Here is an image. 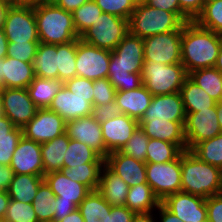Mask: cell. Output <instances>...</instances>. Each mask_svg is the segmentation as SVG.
<instances>
[{"label":"cell","instance_id":"6da1fadb","mask_svg":"<svg viewBox=\"0 0 222 222\" xmlns=\"http://www.w3.org/2000/svg\"><path fill=\"white\" fill-rule=\"evenodd\" d=\"M143 39L128 32L111 51L108 80L116 91H129L143 85Z\"/></svg>","mask_w":222,"mask_h":222},{"label":"cell","instance_id":"7a4b0ae2","mask_svg":"<svg viewBox=\"0 0 222 222\" xmlns=\"http://www.w3.org/2000/svg\"><path fill=\"white\" fill-rule=\"evenodd\" d=\"M222 36L200 27L195 21L184 24L181 37V64L188 74L192 71L214 67Z\"/></svg>","mask_w":222,"mask_h":222},{"label":"cell","instance_id":"3957f363","mask_svg":"<svg viewBox=\"0 0 222 222\" xmlns=\"http://www.w3.org/2000/svg\"><path fill=\"white\" fill-rule=\"evenodd\" d=\"M39 41L47 44H64L80 38L71 12L54 3L33 2Z\"/></svg>","mask_w":222,"mask_h":222},{"label":"cell","instance_id":"277c9868","mask_svg":"<svg viewBox=\"0 0 222 222\" xmlns=\"http://www.w3.org/2000/svg\"><path fill=\"white\" fill-rule=\"evenodd\" d=\"M220 169L201 161L190 150L181 153V192L204 198L219 194Z\"/></svg>","mask_w":222,"mask_h":222},{"label":"cell","instance_id":"5b68a950","mask_svg":"<svg viewBox=\"0 0 222 222\" xmlns=\"http://www.w3.org/2000/svg\"><path fill=\"white\" fill-rule=\"evenodd\" d=\"M184 22L172 12L138 2L128 20L129 32L142 39L170 31H182Z\"/></svg>","mask_w":222,"mask_h":222},{"label":"cell","instance_id":"8992f818","mask_svg":"<svg viewBox=\"0 0 222 222\" xmlns=\"http://www.w3.org/2000/svg\"><path fill=\"white\" fill-rule=\"evenodd\" d=\"M141 74L143 85L153 96L180 92L189 77L182 64H157L152 60H144Z\"/></svg>","mask_w":222,"mask_h":222},{"label":"cell","instance_id":"52a82bcc","mask_svg":"<svg viewBox=\"0 0 222 222\" xmlns=\"http://www.w3.org/2000/svg\"><path fill=\"white\" fill-rule=\"evenodd\" d=\"M128 32L127 19L102 13L80 39L100 49L113 51Z\"/></svg>","mask_w":222,"mask_h":222},{"label":"cell","instance_id":"ba28073f","mask_svg":"<svg viewBox=\"0 0 222 222\" xmlns=\"http://www.w3.org/2000/svg\"><path fill=\"white\" fill-rule=\"evenodd\" d=\"M3 31L8 42L40 43L33 3L10 6Z\"/></svg>","mask_w":222,"mask_h":222},{"label":"cell","instance_id":"9c48e42d","mask_svg":"<svg viewBox=\"0 0 222 222\" xmlns=\"http://www.w3.org/2000/svg\"><path fill=\"white\" fill-rule=\"evenodd\" d=\"M146 179L160 202L181 192V154L170 162L146 163Z\"/></svg>","mask_w":222,"mask_h":222},{"label":"cell","instance_id":"30bf717a","mask_svg":"<svg viewBox=\"0 0 222 222\" xmlns=\"http://www.w3.org/2000/svg\"><path fill=\"white\" fill-rule=\"evenodd\" d=\"M111 51L100 49L77 39L76 76L97 80L108 76Z\"/></svg>","mask_w":222,"mask_h":222},{"label":"cell","instance_id":"8fae6325","mask_svg":"<svg viewBox=\"0 0 222 222\" xmlns=\"http://www.w3.org/2000/svg\"><path fill=\"white\" fill-rule=\"evenodd\" d=\"M182 31H170L143 39L144 60H152L157 64H181Z\"/></svg>","mask_w":222,"mask_h":222},{"label":"cell","instance_id":"7c38bea8","mask_svg":"<svg viewBox=\"0 0 222 222\" xmlns=\"http://www.w3.org/2000/svg\"><path fill=\"white\" fill-rule=\"evenodd\" d=\"M217 117L216 105L186 114L184 134L187 150L191 151L198 143L222 133Z\"/></svg>","mask_w":222,"mask_h":222},{"label":"cell","instance_id":"4fadbf2b","mask_svg":"<svg viewBox=\"0 0 222 222\" xmlns=\"http://www.w3.org/2000/svg\"><path fill=\"white\" fill-rule=\"evenodd\" d=\"M0 99L4 116L16 127L23 128L38 110L27 88H1Z\"/></svg>","mask_w":222,"mask_h":222},{"label":"cell","instance_id":"5bb4252c","mask_svg":"<svg viewBox=\"0 0 222 222\" xmlns=\"http://www.w3.org/2000/svg\"><path fill=\"white\" fill-rule=\"evenodd\" d=\"M66 121L54 111L38 109L35 116L22 128L23 136L43 144L65 133Z\"/></svg>","mask_w":222,"mask_h":222},{"label":"cell","instance_id":"9a60e30c","mask_svg":"<svg viewBox=\"0 0 222 222\" xmlns=\"http://www.w3.org/2000/svg\"><path fill=\"white\" fill-rule=\"evenodd\" d=\"M206 198L185 192L168 195L161 203L183 222H207Z\"/></svg>","mask_w":222,"mask_h":222},{"label":"cell","instance_id":"2e32d148","mask_svg":"<svg viewBox=\"0 0 222 222\" xmlns=\"http://www.w3.org/2000/svg\"><path fill=\"white\" fill-rule=\"evenodd\" d=\"M65 133L70 139L86 144L96 151L103 159H106L108 152L102 137L101 124L94 117L87 116L66 121Z\"/></svg>","mask_w":222,"mask_h":222},{"label":"cell","instance_id":"e0dca14e","mask_svg":"<svg viewBox=\"0 0 222 222\" xmlns=\"http://www.w3.org/2000/svg\"><path fill=\"white\" fill-rule=\"evenodd\" d=\"M9 166L14 174L44 176L41 144L22 136Z\"/></svg>","mask_w":222,"mask_h":222},{"label":"cell","instance_id":"ac0fdd59","mask_svg":"<svg viewBox=\"0 0 222 222\" xmlns=\"http://www.w3.org/2000/svg\"><path fill=\"white\" fill-rule=\"evenodd\" d=\"M139 126V121L125 114L101 123L102 137L108 153L120 151Z\"/></svg>","mask_w":222,"mask_h":222},{"label":"cell","instance_id":"d6986e66","mask_svg":"<svg viewBox=\"0 0 222 222\" xmlns=\"http://www.w3.org/2000/svg\"><path fill=\"white\" fill-rule=\"evenodd\" d=\"M185 121L186 113L180 92L154 95L141 120Z\"/></svg>","mask_w":222,"mask_h":222},{"label":"cell","instance_id":"ffe728a7","mask_svg":"<svg viewBox=\"0 0 222 222\" xmlns=\"http://www.w3.org/2000/svg\"><path fill=\"white\" fill-rule=\"evenodd\" d=\"M48 109L57 113L65 121H70L91 116L93 106L88 102V97H80L63 85Z\"/></svg>","mask_w":222,"mask_h":222},{"label":"cell","instance_id":"44dd1931","mask_svg":"<svg viewBox=\"0 0 222 222\" xmlns=\"http://www.w3.org/2000/svg\"><path fill=\"white\" fill-rule=\"evenodd\" d=\"M105 164L129 187L147 183L145 162L136 160L120 151H114L108 154Z\"/></svg>","mask_w":222,"mask_h":222},{"label":"cell","instance_id":"7402d4cb","mask_svg":"<svg viewBox=\"0 0 222 222\" xmlns=\"http://www.w3.org/2000/svg\"><path fill=\"white\" fill-rule=\"evenodd\" d=\"M185 121L140 120L139 126L152 139L163 140L176 144L182 151L187 150L184 134Z\"/></svg>","mask_w":222,"mask_h":222},{"label":"cell","instance_id":"603a6c76","mask_svg":"<svg viewBox=\"0 0 222 222\" xmlns=\"http://www.w3.org/2000/svg\"><path fill=\"white\" fill-rule=\"evenodd\" d=\"M33 64L10 57L0 58L1 88H27L34 80Z\"/></svg>","mask_w":222,"mask_h":222},{"label":"cell","instance_id":"cb8c5ba5","mask_svg":"<svg viewBox=\"0 0 222 222\" xmlns=\"http://www.w3.org/2000/svg\"><path fill=\"white\" fill-rule=\"evenodd\" d=\"M44 181L60 201L73 202L77 207L90 193L83 184L72 181L62 171H54L44 175Z\"/></svg>","mask_w":222,"mask_h":222},{"label":"cell","instance_id":"d4e9b609","mask_svg":"<svg viewBox=\"0 0 222 222\" xmlns=\"http://www.w3.org/2000/svg\"><path fill=\"white\" fill-rule=\"evenodd\" d=\"M153 95L144 86L129 91H116L115 102L122 114L140 121L150 106Z\"/></svg>","mask_w":222,"mask_h":222},{"label":"cell","instance_id":"484cf974","mask_svg":"<svg viewBox=\"0 0 222 222\" xmlns=\"http://www.w3.org/2000/svg\"><path fill=\"white\" fill-rule=\"evenodd\" d=\"M98 192L110 206L125 205L129 191L127 183L106 164L101 168Z\"/></svg>","mask_w":222,"mask_h":222},{"label":"cell","instance_id":"4316f807","mask_svg":"<svg viewBox=\"0 0 222 222\" xmlns=\"http://www.w3.org/2000/svg\"><path fill=\"white\" fill-rule=\"evenodd\" d=\"M69 139L68 135L64 133L53 140L41 144L44 175L63 169V158L69 146Z\"/></svg>","mask_w":222,"mask_h":222},{"label":"cell","instance_id":"83f0119b","mask_svg":"<svg viewBox=\"0 0 222 222\" xmlns=\"http://www.w3.org/2000/svg\"><path fill=\"white\" fill-rule=\"evenodd\" d=\"M32 64L35 76L58 79L57 45L40 42Z\"/></svg>","mask_w":222,"mask_h":222},{"label":"cell","instance_id":"f1b7e54d","mask_svg":"<svg viewBox=\"0 0 222 222\" xmlns=\"http://www.w3.org/2000/svg\"><path fill=\"white\" fill-rule=\"evenodd\" d=\"M43 182L44 176L14 174L7 192L11 200L32 204Z\"/></svg>","mask_w":222,"mask_h":222},{"label":"cell","instance_id":"f546056e","mask_svg":"<svg viewBox=\"0 0 222 222\" xmlns=\"http://www.w3.org/2000/svg\"><path fill=\"white\" fill-rule=\"evenodd\" d=\"M160 203L151 186L143 183L129 187L125 206L135 213H147L156 211Z\"/></svg>","mask_w":222,"mask_h":222},{"label":"cell","instance_id":"4dcf8cb0","mask_svg":"<svg viewBox=\"0 0 222 222\" xmlns=\"http://www.w3.org/2000/svg\"><path fill=\"white\" fill-rule=\"evenodd\" d=\"M111 207L96 191H90L77 207L84 222H111Z\"/></svg>","mask_w":222,"mask_h":222},{"label":"cell","instance_id":"1f68e13d","mask_svg":"<svg viewBox=\"0 0 222 222\" xmlns=\"http://www.w3.org/2000/svg\"><path fill=\"white\" fill-rule=\"evenodd\" d=\"M64 83L58 79H47L35 76L27 87L30 98L38 109L48 108L55 95Z\"/></svg>","mask_w":222,"mask_h":222},{"label":"cell","instance_id":"d6a6232c","mask_svg":"<svg viewBox=\"0 0 222 222\" xmlns=\"http://www.w3.org/2000/svg\"><path fill=\"white\" fill-rule=\"evenodd\" d=\"M186 114L214 107L216 101L189 77L180 90Z\"/></svg>","mask_w":222,"mask_h":222},{"label":"cell","instance_id":"836d02e7","mask_svg":"<svg viewBox=\"0 0 222 222\" xmlns=\"http://www.w3.org/2000/svg\"><path fill=\"white\" fill-rule=\"evenodd\" d=\"M22 136V128L16 127L7 117H0V164L10 165L13 152Z\"/></svg>","mask_w":222,"mask_h":222},{"label":"cell","instance_id":"e575fe53","mask_svg":"<svg viewBox=\"0 0 222 222\" xmlns=\"http://www.w3.org/2000/svg\"><path fill=\"white\" fill-rule=\"evenodd\" d=\"M63 169L82 166L83 163H105L96 151L80 141L69 139V146L64 154Z\"/></svg>","mask_w":222,"mask_h":222},{"label":"cell","instance_id":"d590c367","mask_svg":"<svg viewBox=\"0 0 222 222\" xmlns=\"http://www.w3.org/2000/svg\"><path fill=\"white\" fill-rule=\"evenodd\" d=\"M189 78L216 102H219L222 91V74L215 68H203L189 73Z\"/></svg>","mask_w":222,"mask_h":222},{"label":"cell","instance_id":"8d00e7d4","mask_svg":"<svg viewBox=\"0 0 222 222\" xmlns=\"http://www.w3.org/2000/svg\"><path fill=\"white\" fill-rule=\"evenodd\" d=\"M105 163H83L82 166L61 169L64 175L72 181L85 185L90 191H96L99 186L101 168Z\"/></svg>","mask_w":222,"mask_h":222},{"label":"cell","instance_id":"74e56055","mask_svg":"<svg viewBox=\"0 0 222 222\" xmlns=\"http://www.w3.org/2000/svg\"><path fill=\"white\" fill-rule=\"evenodd\" d=\"M56 196L44 181L33 199L32 206L38 222H53L55 213Z\"/></svg>","mask_w":222,"mask_h":222},{"label":"cell","instance_id":"f35d334b","mask_svg":"<svg viewBox=\"0 0 222 222\" xmlns=\"http://www.w3.org/2000/svg\"><path fill=\"white\" fill-rule=\"evenodd\" d=\"M77 39L72 42L57 44L58 80L65 83L76 77Z\"/></svg>","mask_w":222,"mask_h":222},{"label":"cell","instance_id":"ab89813d","mask_svg":"<svg viewBox=\"0 0 222 222\" xmlns=\"http://www.w3.org/2000/svg\"><path fill=\"white\" fill-rule=\"evenodd\" d=\"M183 151L171 142L149 139L146 163H164L175 160Z\"/></svg>","mask_w":222,"mask_h":222},{"label":"cell","instance_id":"60d3db41","mask_svg":"<svg viewBox=\"0 0 222 222\" xmlns=\"http://www.w3.org/2000/svg\"><path fill=\"white\" fill-rule=\"evenodd\" d=\"M191 152L201 161L220 169L222 167V133L198 143Z\"/></svg>","mask_w":222,"mask_h":222},{"label":"cell","instance_id":"b9f144b4","mask_svg":"<svg viewBox=\"0 0 222 222\" xmlns=\"http://www.w3.org/2000/svg\"><path fill=\"white\" fill-rule=\"evenodd\" d=\"M102 13V10L98 7L95 0H88L85 4L77 8L72 13L73 23L77 34L81 36L85 31L92 27Z\"/></svg>","mask_w":222,"mask_h":222},{"label":"cell","instance_id":"7bdbcfd3","mask_svg":"<svg viewBox=\"0 0 222 222\" xmlns=\"http://www.w3.org/2000/svg\"><path fill=\"white\" fill-rule=\"evenodd\" d=\"M195 22L200 27L222 36V0L206 3L201 14L195 19Z\"/></svg>","mask_w":222,"mask_h":222},{"label":"cell","instance_id":"ee69618b","mask_svg":"<svg viewBox=\"0 0 222 222\" xmlns=\"http://www.w3.org/2000/svg\"><path fill=\"white\" fill-rule=\"evenodd\" d=\"M149 139L150 138L145 134L143 129L138 126L128 142L121 148L120 152L146 163Z\"/></svg>","mask_w":222,"mask_h":222},{"label":"cell","instance_id":"f6af8a7d","mask_svg":"<svg viewBox=\"0 0 222 222\" xmlns=\"http://www.w3.org/2000/svg\"><path fill=\"white\" fill-rule=\"evenodd\" d=\"M4 218L11 222H38L32 204L11 199Z\"/></svg>","mask_w":222,"mask_h":222},{"label":"cell","instance_id":"bcb514c9","mask_svg":"<svg viewBox=\"0 0 222 222\" xmlns=\"http://www.w3.org/2000/svg\"><path fill=\"white\" fill-rule=\"evenodd\" d=\"M103 13H109L129 20L132 12L135 10L136 0H95Z\"/></svg>","mask_w":222,"mask_h":222},{"label":"cell","instance_id":"7dc6e473","mask_svg":"<svg viewBox=\"0 0 222 222\" xmlns=\"http://www.w3.org/2000/svg\"><path fill=\"white\" fill-rule=\"evenodd\" d=\"M116 89L108 78L93 80V105H106L115 101Z\"/></svg>","mask_w":222,"mask_h":222},{"label":"cell","instance_id":"c3c4849f","mask_svg":"<svg viewBox=\"0 0 222 222\" xmlns=\"http://www.w3.org/2000/svg\"><path fill=\"white\" fill-rule=\"evenodd\" d=\"M39 43L8 42L7 57L15 60L33 63Z\"/></svg>","mask_w":222,"mask_h":222},{"label":"cell","instance_id":"681fc988","mask_svg":"<svg viewBox=\"0 0 222 222\" xmlns=\"http://www.w3.org/2000/svg\"><path fill=\"white\" fill-rule=\"evenodd\" d=\"M64 85L72 93L80 97H88V102L93 106V80L76 76L67 80Z\"/></svg>","mask_w":222,"mask_h":222},{"label":"cell","instance_id":"f907efd6","mask_svg":"<svg viewBox=\"0 0 222 222\" xmlns=\"http://www.w3.org/2000/svg\"><path fill=\"white\" fill-rule=\"evenodd\" d=\"M121 114L122 112L115 101L107 103L106 105H93L92 109V116L100 124Z\"/></svg>","mask_w":222,"mask_h":222},{"label":"cell","instance_id":"816d5d0a","mask_svg":"<svg viewBox=\"0 0 222 222\" xmlns=\"http://www.w3.org/2000/svg\"><path fill=\"white\" fill-rule=\"evenodd\" d=\"M207 222H222V194L206 198Z\"/></svg>","mask_w":222,"mask_h":222},{"label":"cell","instance_id":"f5cc1de1","mask_svg":"<svg viewBox=\"0 0 222 222\" xmlns=\"http://www.w3.org/2000/svg\"><path fill=\"white\" fill-rule=\"evenodd\" d=\"M144 2L153 8L175 13L184 23L190 22L181 12L178 0H144Z\"/></svg>","mask_w":222,"mask_h":222},{"label":"cell","instance_id":"db71d44e","mask_svg":"<svg viewBox=\"0 0 222 222\" xmlns=\"http://www.w3.org/2000/svg\"><path fill=\"white\" fill-rule=\"evenodd\" d=\"M181 12L190 20L195 19L201 14L204 8L203 0H178Z\"/></svg>","mask_w":222,"mask_h":222},{"label":"cell","instance_id":"11a10c76","mask_svg":"<svg viewBox=\"0 0 222 222\" xmlns=\"http://www.w3.org/2000/svg\"><path fill=\"white\" fill-rule=\"evenodd\" d=\"M134 215L125 205L111 207V222H132Z\"/></svg>","mask_w":222,"mask_h":222},{"label":"cell","instance_id":"9f6ffc18","mask_svg":"<svg viewBox=\"0 0 222 222\" xmlns=\"http://www.w3.org/2000/svg\"><path fill=\"white\" fill-rule=\"evenodd\" d=\"M77 209L73 202L60 201V197H56L54 221H60L71 212Z\"/></svg>","mask_w":222,"mask_h":222},{"label":"cell","instance_id":"6f0895ef","mask_svg":"<svg viewBox=\"0 0 222 222\" xmlns=\"http://www.w3.org/2000/svg\"><path fill=\"white\" fill-rule=\"evenodd\" d=\"M14 172L9 165L0 164V191H8Z\"/></svg>","mask_w":222,"mask_h":222},{"label":"cell","instance_id":"680465c9","mask_svg":"<svg viewBox=\"0 0 222 222\" xmlns=\"http://www.w3.org/2000/svg\"><path fill=\"white\" fill-rule=\"evenodd\" d=\"M88 0H57L54 4L64 10L73 13Z\"/></svg>","mask_w":222,"mask_h":222},{"label":"cell","instance_id":"91938a15","mask_svg":"<svg viewBox=\"0 0 222 222\" xmlns=\"http://www.w3.org/2000/svg\"><path fill=\"white\" fill-rule=\"evenodd\" d=\"M159 213V222H183L178 217L175 216L172 212H170L162 203L157 207Z\"/></svg>","mask_w":222,"mask_h":222},{"label":"cell","instance_id":"94428289","mask_svg":"<svg viewBox=\"0 0 222 222\" xmlns=\"http://www.w3.org/2000/svg\"><path fill=\"white\" fill-rule=\"evenodd\" d=\"M156 214H153V212H147V213H135L132 222H156L155 216Z\"/></svg>","mask_w":222,"mask_h":222},{"label":"cell","instance_id":"6125c7cd","mask_svg":"<svg viewBox=\"0 0 222 222\" xmlns=\"http://www.w3.org/2000/svg\"><path fill=\"white\" fill-rule=\"evenodd\" d=\"M10 197L7 191H0V218H4Z\"/></svg>","mask_w":222,"mask_h":222},{"label":"cell","instance_id":"be15d7a7","mask_svg":"<svg viewBox=\"0 0 222 222\" xmlns=\"http://www.w3.org/2000/svg\"><path fill=\"white\" fill-rule=\"evenodd\" d=\"M53 222H84V219L81 216V213H80V211L77 208L76 210L71 212L69 215L64 217L62 220H60V221H53Z\"/></svg>","mask_w":222,"mask_h":222},{"label":"cell","instance_id":"e7e4bbea","mask_svg":"<svg viewBox=\"0 0 222 222\" xmlns=\"http://www.w3.org/2000/svg\"><path fill=\"white\" fill-rule=\"evenodd\" d=\"M8 40L5 36L3 29H0V58L3 59L7 56Z\"/></svg>","mask_w":222,"mask_h":222},{"label":"cell","instance_id":"03108f58","mask_svg":"<svg viewBox=\"0 0 222 222\" xmlns=\"http://www.w3.org/2000/svg\"><path fill=\"white\" fill-rule=\"evenodd\" d=\"M11 5L6 2L0 0V29H3V25L6 20V15Z\"/></svg>","mask_w":222,"mask_h":222},{"label":"cell","instance_id":"003e7915","mask_svg":"<svg viewBox=\"0 0 222 222\" xmlns=\"http://www.w3.org/2000/svg\"><path fill=\"white\" fill-rule=\"evenodd\" d=\"M214 67L222 74V45L219 50V54Z\"/></svg>","mask_w":222,"mask_h":222},{"label":"cell","instance_id":"a7ac6f4b","mask_svg":"<svg viewBox=\"0 0 222 222\" xmlns=\"http://www.w3.org/2000/svg\"><path fill=\"white\" fill-rule=\"evenodd\" d=\"M216 111H217V118L218 122L221 127V132H222V103L221 102H216Z\"/></svg>","mask_w":222,"mask_h":222},{"label":"cell","instance_id":"89a4df30","mask_svg":"<svg viewBox=\"0 0 222 222\" xmlns=\"http://www.w3.org/2000/svg\"><path fill=\"white\" fill-rule=\"evenodd\" d=\"M6 2L7 4L14 6V5H24L26 3H29L27 0H2Z\"/></svg>","mask_w":222,"mask_h":222},{"label":"cell","instance_id":"2644e50d","mask_svg":"<svg viewBox=\"0 0 222 222\" xmlns=\"http://www.w3.org/2000/svg\"><path fill=\"white\" fill-rule=\"evenodd\" d=\"M219 193L222 194V167L220 168V185H219Z\"/></svg>","mask_w":222,"mask_h":222},{"label":"cell","instance_id":"8c879c8a","mask_svg":"<svg viewBox=\"0 0 222 222\" xmlns=\"http://www.w3.org/2000/svg\"><path fill=\"white\" fill-rule=\"evenodd\" d=\"M4 116L3 108H2V102L0 99V117Z\"/></svg>","mask_w":222,"mask_h":222},{"label":"cell","instance_id":"753ad0ef","mask_svg":"<svg viewBox=\"0 0 222 222\" xmlns=\"http://www.w3.org/2000/svg\"><path fill=\"white\" fill-rule=\"evenodd\" d=\"M57 0H42L43 3H55Z\"/></svg>","mask_w":222,"mask_h":222},{"label":"cell","instance_id":"34e18365","mask_svg":"<svg viewBox=\"0 0 222 222\" xmlns=\"http://www.w3.org/2000/svg\"><path fill=\"white\" fill-rule=\"evenodd\" d=\"M29 3H33V2H42V0H27Z\"/></svg>","mask_w":222,"mask_h":222},{"label":"cell","instance_id":"11e5206c","mask_svg":"<svg viewBox=\"0 0 222 222\" xmlns=\"http://www.w3.org/2000/svg\"><path fill=\"white\" fill-rule=\"evenodd\" d=\"M0 222H11V221L6 220L5 218H0Z\"/></svg>","mask_w":222,"mask_h":222},{"label":"cell","instance_id":"2a66077c","mask_svg":"<svg viewBox=\"0 0 222 222\" xmlns=\"http://www.w3.org/2000/svg\"><path fill=\"white\" fill-rule=\"evenodd\" d=\"M204 4L208 3V2H212V1H216V0H203Z\"/></svg>","mask_w":222,"mask_h":222},{"label":"cell","instance_id":"b9fcfbb0","mask_svg":"<svg viewBox=\"0 0 222 222\" xmlns=\"http://www.w3.org/2000/svg\"><path fill=\"white\" fill-rule=\"evenodd\" d=\"M219 102H221V103H222V91H221V95H220Z\"/></svg>","mask_w":222,"mask_h":222}]
</instances>
